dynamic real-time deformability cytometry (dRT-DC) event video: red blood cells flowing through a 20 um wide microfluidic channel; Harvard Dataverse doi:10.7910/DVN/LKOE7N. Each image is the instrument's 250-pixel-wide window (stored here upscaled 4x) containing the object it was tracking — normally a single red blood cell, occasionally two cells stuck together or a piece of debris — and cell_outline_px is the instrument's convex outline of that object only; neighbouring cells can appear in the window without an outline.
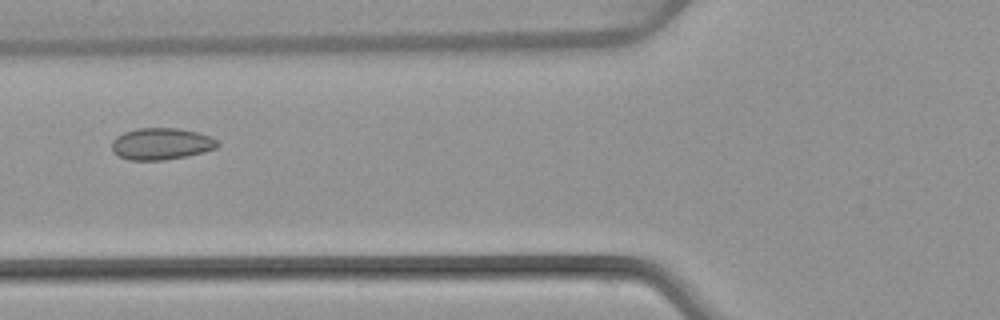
{"species": "common noctule bat (a hibernating species)", "species_latin": "Nyctalus noctula", "temperature_condition": "warm", "stored_images_in_passage": 3, "camera_frame_rate_fps": 3000, "um_per_image_px": 0.085, "animal": {"sex": "female", "body_mass_g": 22.7, "forearm_length_mm": 54.2}, "frame": {"image": 1, "passage_image": 3, "time_ms": 2.333, "image_size_px": [1000, 320], "cell_outline_px": [[220, 144], [216, 148], [204, 152], [188, 156], [164, 160], [128, 160], [112, 152], [112, 140], [116, 136], [124, 132], [136, 128], [176, 128], [196, 132], [208, 136], [216, 140]], "centroid_in_image_um": [13.68, 12.23], "position_along_channel_um": 112.1, "area_um2": 19.59}}